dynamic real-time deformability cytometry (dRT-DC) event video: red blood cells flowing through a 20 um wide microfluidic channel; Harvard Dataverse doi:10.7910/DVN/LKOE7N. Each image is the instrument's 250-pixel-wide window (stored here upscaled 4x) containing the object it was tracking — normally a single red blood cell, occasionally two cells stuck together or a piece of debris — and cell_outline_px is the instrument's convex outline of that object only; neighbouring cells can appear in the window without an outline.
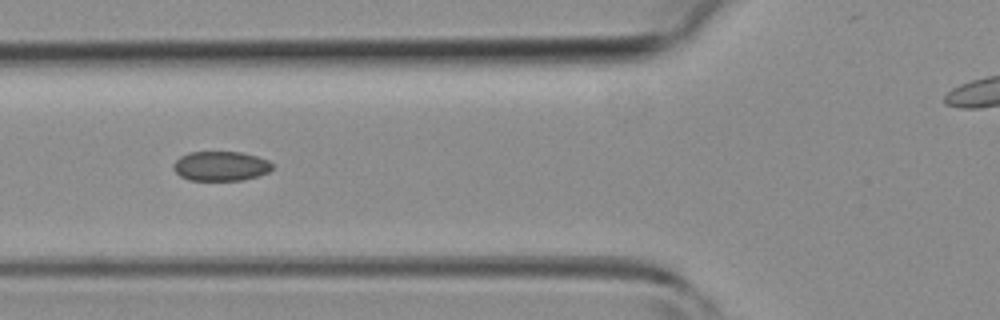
{"species": "common noctule bat (a hibernating species)", "species_latin": "Nyctalus noctula", "temperature_condition": "room temperature", "stored_images_in_passage": 4, "camera_frame_rate_fps": 3000, "um_per_image_px": 0.085, "animal": {"sex": "female", "body_mass_g": 19.3, "forearm_length_mm": 54.1}, "frame": {"image": 1, "passage_image": 4, "time_ms": 3.333, "image_size_px": [1000, 320], "cell_outline_px": [[272, 168], [268, 172], [244, 180], [188, 180], [180, 176], [172, 168], [172, 164], [180, 156], [188, 152], [240, 152], [256, 156], [268, 160], [272, 164]], "centroid_in_image_um": [18.72, 14.11], "position_along_channel_um": 107.1, "area_um2": 17.05}}